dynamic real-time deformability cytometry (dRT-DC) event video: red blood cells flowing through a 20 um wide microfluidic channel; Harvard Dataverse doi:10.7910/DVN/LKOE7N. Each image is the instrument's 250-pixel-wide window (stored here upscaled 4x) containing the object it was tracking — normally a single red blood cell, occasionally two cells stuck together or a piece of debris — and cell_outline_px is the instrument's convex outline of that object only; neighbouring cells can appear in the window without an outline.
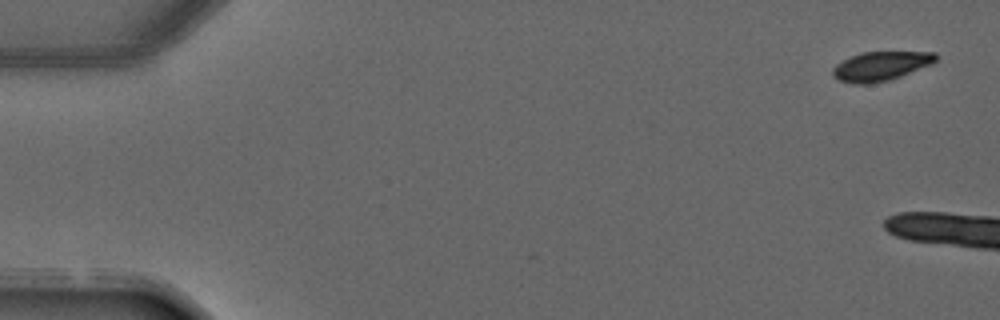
{"species": "common noctule bat (a hibernating species)", "species_latin": "Nyctalus noctula", "temperature_condition": "warm", "stored_images_in_passage": 8, "camera_frame_rate_fps": 3000, "um_per_image_px": 0.085, "animal": {"sex": "male", "forearm_length_mm": 52.5}, "frame": {"image": 1, "passage_image": 1, "time_ms": 0.0, "image_size_px": [1000, 320], "cell_outline_px": [[936, 60], [932, 64], [900, 76], [888, 80], [868, 84], [852, 84], [840, 80], [832, 76], [832, 68], [836, 64], [852, 56], [864, 52], [936, 52]], "centroid_in_image_um": [74.84, 5.62], "position_along_channel_um": 10.2, "area_um2": 17.34}}